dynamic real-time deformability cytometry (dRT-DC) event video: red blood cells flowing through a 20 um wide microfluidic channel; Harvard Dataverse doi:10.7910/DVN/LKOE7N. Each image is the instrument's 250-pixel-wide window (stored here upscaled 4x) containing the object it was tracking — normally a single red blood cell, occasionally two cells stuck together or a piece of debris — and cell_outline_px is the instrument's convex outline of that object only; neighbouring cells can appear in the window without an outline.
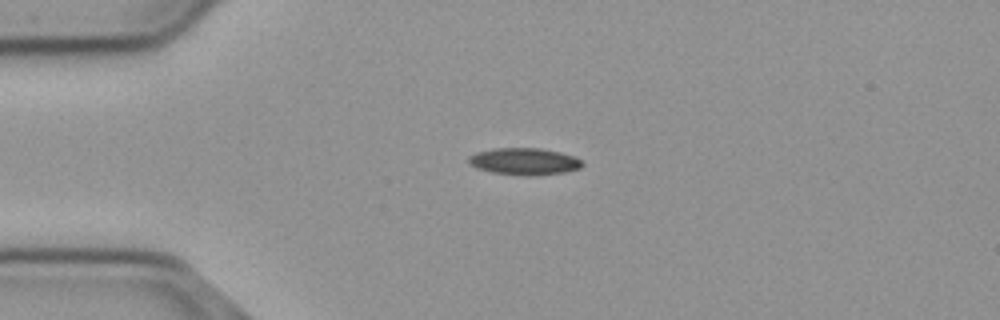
{"species": "common noctule bat (a hibernating species)", "species_latin": "Nyctalus noctula", "temperature_condition": "cold", "stored_images_in_passage": 43, "camera_frame_rate_fps": 3000, "um_per_image_px": 0.085, "animal": {"sex": "male", "body_mass_g": 23.1, "forearm_length_mm": 52.7}, "frame": {"image": 1, "passage_image": 1, "time_ms": 0.0, "image_size_px": [1000, 320], "cell_outline_px": [[584, 164], [580, 168], [564, 172], [528, 176], [524, 176], [492, 172], [476, 168], [468, 160], [468, 156], [476, 152], [492, 148], [540, 148], [560, 152], [572, 156], [580, 160]], "centroid_in_image_um": [44.54, 13.71], "position_along_channel_um": 40.5, "area_um2": 17.74}}
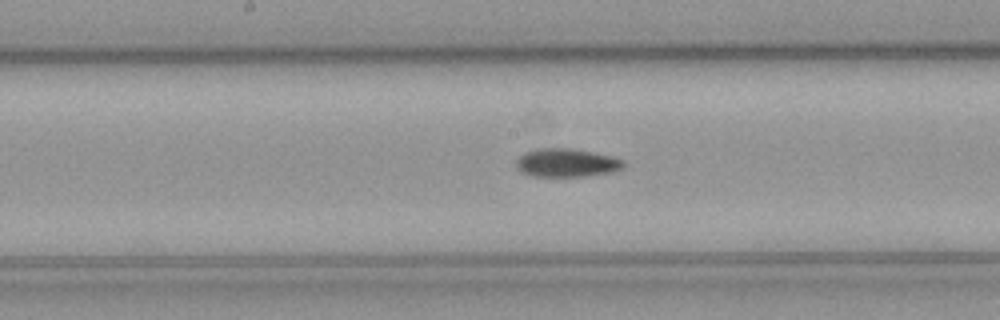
{"frame": {"image": 2, "passage_image": 16, "time_ms": 5.0, "image_size_px": [1000, 320], "cell_outline_px": [[624, 168], [612, 172], [584, 176], [532, 176], [520, 172], [516, 168], [516, 160], [524, 152], [536, 148], [568, 148], [592, 152], [612, 156], [624, 160]], "centroid_in_image_um": [48.13, 13.83], "position_along_channel_um": 200.1, "area_um2": 17.86}}
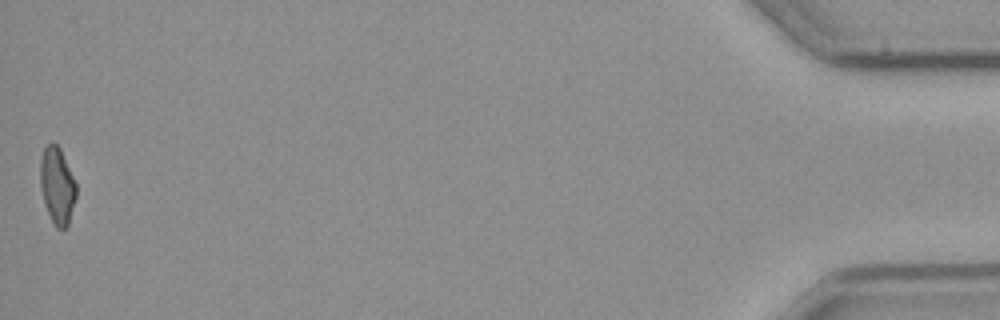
{"frame": {"image": 3, "passage_image": 43, "time_ms": 14.0, "image_size_px": [1000, 320], "cell_outline_px": [[76, 196], [68, 224], [64, 228], [56, 228], [44, 204], [40, 184], [40, 160], [44, 148], [52, 140], [60, 148], [76, 184]], "centroid_in_image_um": [4.84, 15.75], "position_along_channel_um": 430.4, "area_um2": 15.9}, "authors_computed_cell_mechanics": {"area_um2": 16.9354, "velocity_mm_per_s": 3.7061, "shape_relaxation_time_tau1_ms": 9.9034, "shape_relaxation_time_tau2_ms": 10.3085, "deformation_change_tau1": 0.2124, "deformation_change_tau2": 0.164}}